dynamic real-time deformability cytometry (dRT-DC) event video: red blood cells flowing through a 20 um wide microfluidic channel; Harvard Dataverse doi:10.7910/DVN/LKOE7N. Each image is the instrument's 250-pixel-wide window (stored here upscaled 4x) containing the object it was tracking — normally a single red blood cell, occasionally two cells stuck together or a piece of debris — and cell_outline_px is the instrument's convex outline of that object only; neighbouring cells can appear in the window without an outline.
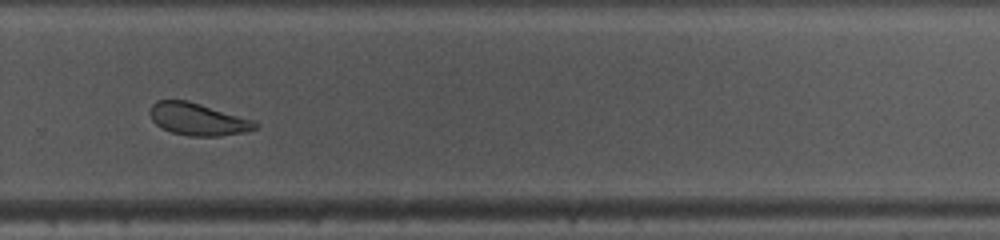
{"species": "common noctule bat (a hibernating species)", "species_latin": "Nyctalus noctula", "temperature_condition": "warm", "stored_images_in_passage": 34, "camera_frame_rate_fps": 3000, "um_per_image_px": 0.085, "animal": {"sex": "female", "body_mass_g": 10.0, "forearm_length_mm": 53.1}, "frame": {"image": 1, "passage_image": 20, "time_ms": 6.333, "image_size_px": [1000, 240], "cell_outline_px": [[260, 124], [256, 128], [248, 132], [220, 136], [188, 136], [172, 132], [156, 124], [152, 120], [148, 112], [152, 104], [156, 100], [188, 100], [256, 120]], "centroid_in_image_um": [16.86, 10.13], "position_along_channel_um": 312.9, "area_um2": 20.11}, "authors_computed_cell_mechanics": {"area_um2": 20.7213, "velocity_mm_per_s": 4.0914, "shape_relaxation_time_tau1_ms": null, "shape_relaxation_time_tau2_ms": 1.355, "deformation_change_tau1": null, "deformation_change_tau2": 0.0678}}